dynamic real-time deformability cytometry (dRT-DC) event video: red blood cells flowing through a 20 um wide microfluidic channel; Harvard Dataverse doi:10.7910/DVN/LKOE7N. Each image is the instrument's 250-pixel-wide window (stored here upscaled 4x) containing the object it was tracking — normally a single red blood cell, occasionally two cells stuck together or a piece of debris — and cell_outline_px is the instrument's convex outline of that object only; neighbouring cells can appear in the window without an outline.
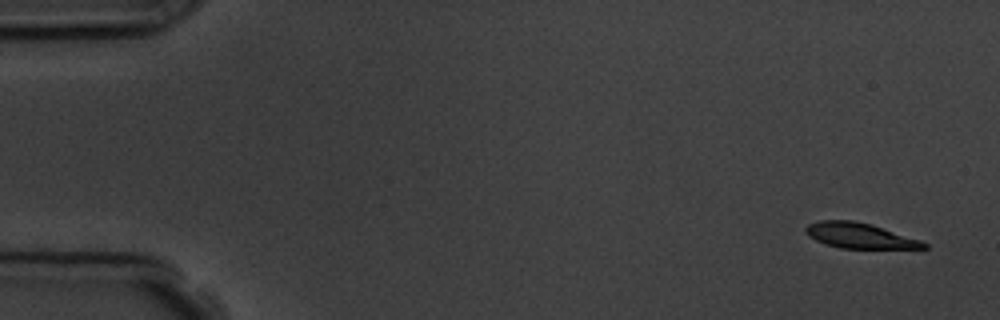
{"species": "common noctule bat (a hibernating species)", "species_latin": "Nyctalus noctula", "temperature_condition": "room temperature", "stored_images_in_passage": 17, "camera_frame_rate_fps": 3000, "um_per_image_px": 0.085, "animal": {"sex": "male", "body_mass_g": 19.5, "forearm_length_mm": 54.6}, "frame": {"image": 1, "passage_image": 1, "time_ms": 0.0, "image_size_px": [1000, 320], "cell_outline_px": [[928, 248], [840, 248], [824, 244], [808, 236], [804, 232], [804, 228], [808, 224], [820, 220], [852, 220], [872, 224], [920, 240], [928, 244]], "centroid_in_image_um": [73.02, 20.02], "position_along_channel_um": 12.0, "area_um2": 17.46}}
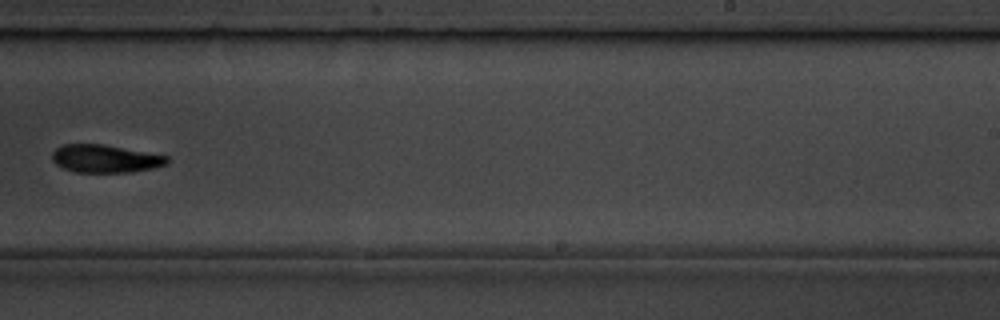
{"frame": {"image": 2, "passage_image": 10, "time_ms": 10.667, "image_size_px": [1000, 320], "cell_outline_px": [[168, 164], [152, 168], [132, 172], [76, 172], [64, 168], [56, 164], [52, 160], [52, 152], [56, 148], [64, 144], [104, 144], [168, 156]], "centroid_in_image_um": [8.94, 13.48], "position_along_channel_um": 280.1, "area_um2": 18.61}, "authors_computed_cell_mechanics": {"area_um2": 18.3804, "velocity_mm_per_s": 3.7366, "shape_relaxation_time_tau1_ms": 3.1277, "shape_relaxation_time_tau2_ms": null, "deformation_change_tau1": 0.1042, "deformation_change_tau2": null}}